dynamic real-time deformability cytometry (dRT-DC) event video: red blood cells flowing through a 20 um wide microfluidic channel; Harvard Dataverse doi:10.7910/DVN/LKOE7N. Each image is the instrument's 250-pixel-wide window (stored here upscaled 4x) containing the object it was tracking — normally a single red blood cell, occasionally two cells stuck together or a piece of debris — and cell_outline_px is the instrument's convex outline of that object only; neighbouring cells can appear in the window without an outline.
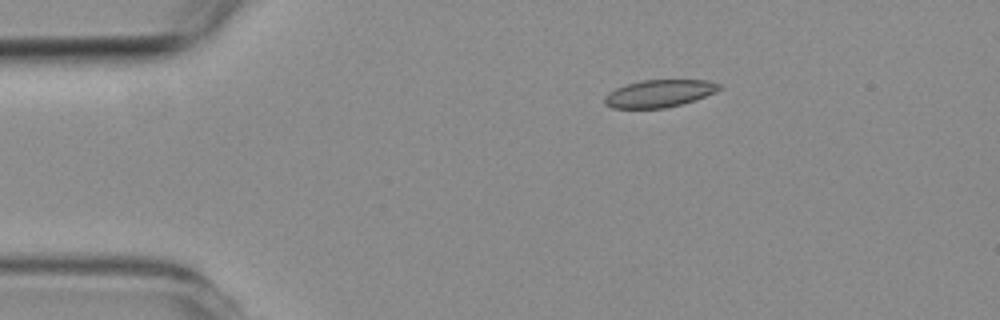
{"species": "common noctule bat (a hibernating species)", "species_latin": "Nyctalus noctula", "temperature_condition": "room temperature", "stored_images_in_passage": 3, "camera_frame_rate_fps": 3000, "um_per_image_px": 0.085, "animal": {"sex": "female", "body_mass_g": 19.3, "forearm_length_mm": 54.1}, "frame": {"image": 1, "passage_image": 2, "time_ms": 1.0, "image_size_px": [1000, 320], "cell_outline_px": [[720, 88], [716, 92], [696, 100], [664, 108], [612, 108], [604, 104], [604, 96], [608, 92], [616, 88], [628, 84], [644, 80], [708, 80], [720, 84]], "centroid_in_image_um": [56.03, 7.95], "position_along_channel_um": 29.0, "area_um2": 18.26}}